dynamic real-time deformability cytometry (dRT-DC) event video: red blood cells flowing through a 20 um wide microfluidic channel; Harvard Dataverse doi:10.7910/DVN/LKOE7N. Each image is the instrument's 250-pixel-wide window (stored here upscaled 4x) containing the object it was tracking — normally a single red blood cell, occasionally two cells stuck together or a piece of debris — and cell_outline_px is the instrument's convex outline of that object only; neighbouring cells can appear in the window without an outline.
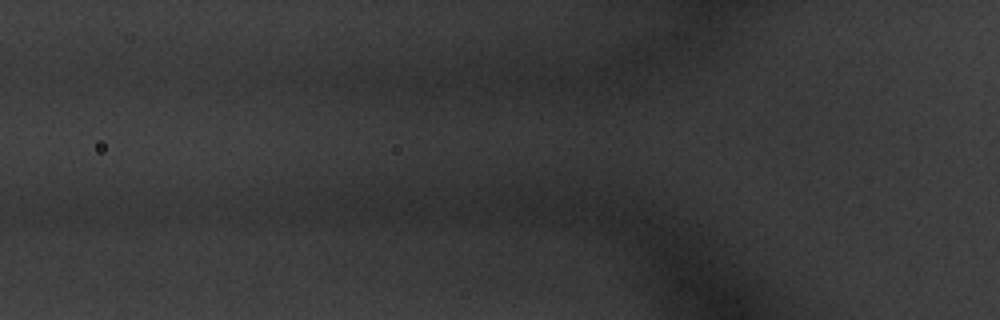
{"species": "common noctule bat (a hibernating species)", "species_latin": "Nyctalus noctula", "temperature_condition": "warm", "stored_images_in_passage": 2, "camera_frame_rate_fps": 3000, "um_per_image_px": 0.085, "animal": {"sex": "male", "body_mass_g": 20.1, "forearm_length_mm": 53.5}, "frame": {"image": 1, "passage_image": 2, "time_ms": 0.333, "image_size_px": [1000, 320], "cell_outline_px": [[544, 204], [516, 216], [404, 212], [372, 208], [364, 200], [364, 196], [372, 184], [492, 188], [540, 192]], "centroid_in_image_um": [38.43, 16.99], "position_along_channel_um": 87.4, "area_um2": 32.14}}